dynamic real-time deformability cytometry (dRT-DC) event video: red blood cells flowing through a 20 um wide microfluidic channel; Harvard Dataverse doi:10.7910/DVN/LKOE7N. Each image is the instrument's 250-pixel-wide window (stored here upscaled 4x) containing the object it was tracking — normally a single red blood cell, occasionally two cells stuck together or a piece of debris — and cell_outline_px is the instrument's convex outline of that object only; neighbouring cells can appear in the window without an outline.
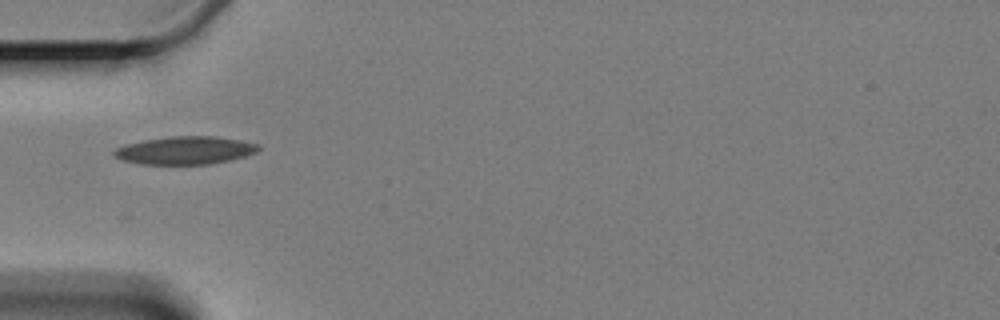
{"species": "Egyptian fruit bat (a non-hibernating species)", "species_latin": "Rousettus aegyptiacus", "temperature_condition": "cold", "stored_images_in_passage": 8, "camera_frame_rate_fps": 3000, "um_per_image_px": 0.085, "animal": {"sex": "female"}, "frame": {"image": 1, "passage_image": 5, "time_ms": 5.667, "image_size_px": [1000, 320], "cell_outline_px": [[260, 148], [256, 152], [244, 156], [228, 160], [208, 164], [140, 164], [120, 160], [112, 156], [112, 152], [116, 148], [128, 144], [144, 140], [168, 136], [216, 136], [240, 140], [260, 144]], "centroid_in_image_um": [15.7, 12.78], "position_along_channel_um": 69.3, "area_um2": 23.52}}
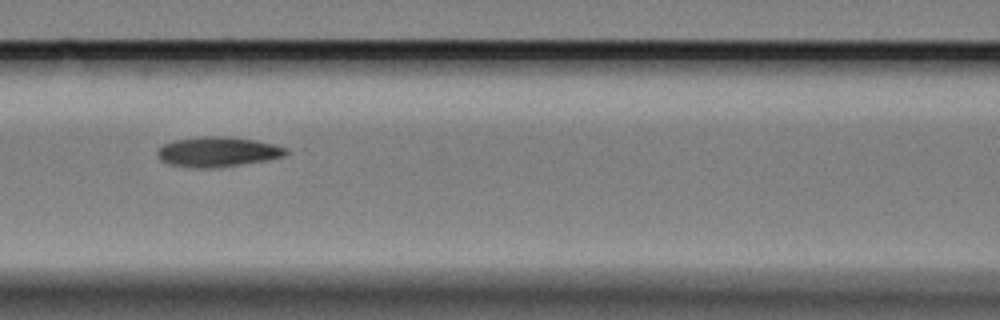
{"frame": {"image": 2, "passage_image": 7, "time_ms": 8.0, "image_size_px": [1000, 320], "cell_outline_px": [[288, 152], [284, 156], [268, 160], [216, 168], [192, 168], [168, 164], [160, 160], [156, 152], [164, 144], [172, 140], [200, 136], [228, 136], [256, 140], [288, 148]], "centroid_in_image_um": [18.49, 12.9], "position_along_channel_um": 148.1, "area_um2": 22.72}}
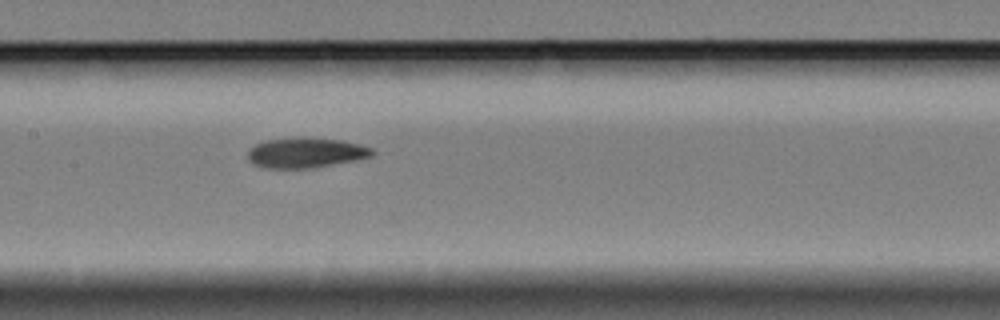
{"frame": {"image": 3, "passage_image": 8, "time_ms": 9.0, "image_size_px": [1000, 320], "cell_outline_px": [[376, 152], [372, 156], [356, 160], [312, 168], [268, 168], [256, 164], [248, 160], [248, 148], [256, 144], [268, 140], [296, 136], [304, 136], [340, 140], [360, 144], [372, 148]], "centroid_in_image_um": [26.01, 12.96], "position_along_channel_um": 181.4, "area_um2": 22.08}}